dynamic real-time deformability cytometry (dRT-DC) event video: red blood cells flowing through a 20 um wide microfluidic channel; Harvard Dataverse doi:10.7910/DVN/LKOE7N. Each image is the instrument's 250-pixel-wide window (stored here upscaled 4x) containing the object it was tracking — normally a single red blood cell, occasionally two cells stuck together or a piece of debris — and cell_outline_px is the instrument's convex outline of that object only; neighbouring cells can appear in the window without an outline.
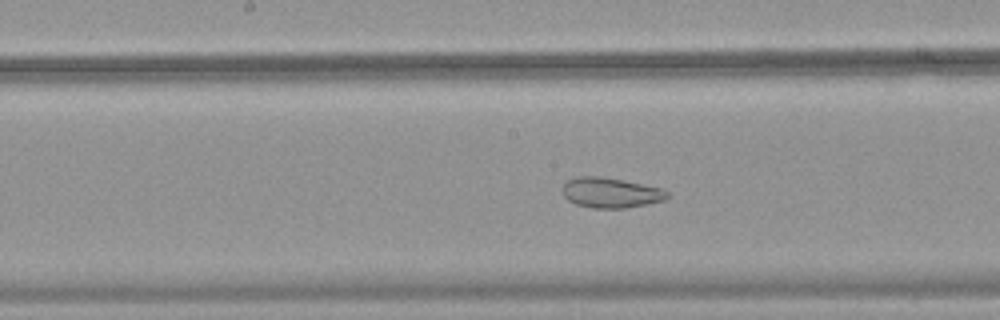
{"species": "common noctule bat (a hibernating species)", "species_latin": "Nyctalus noctula", "temperature_condition": "warm", "stored_images_in_passage": 51, "camera_frame_rate_fps": 3000, "um_per_image_px": 0.085, "animal": {"sex": "female", "body_mass_g": 18.4}, "frame": {"image": 1, "passage_image": 27, "time_ms": 8.667, "image_size_px": [1000, 320], "cell_outline_px": [[668, 196], [664, 200], [648, 204], [624, 208], [592, 208], [576, 204], [568, 200], [564, 196], [564, 184], [568, 180], [576, 176], [600, 176], [664, 188], [668, 192]], "centroid_in_image_um": [51.93, 16.38], "position_along_channel_um": 196.3, "area_um2": 18.38}}
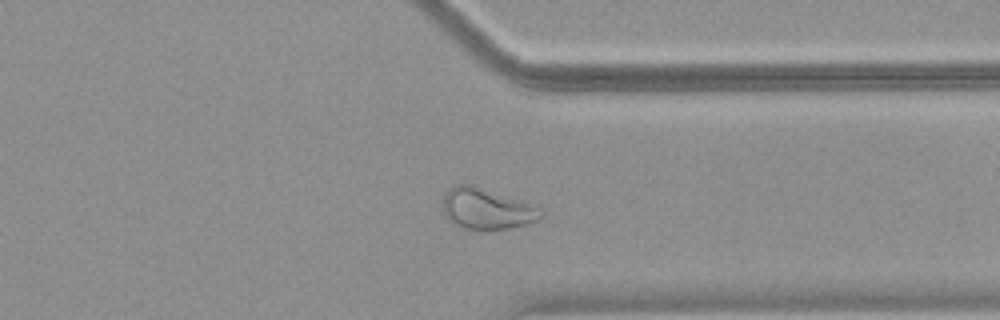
{"frame": {"image": 2, "passage_image": 40, "time_ms": 13.0, "image_size_px": [1000, 320], "cell_outline_px": [[544, 216], [528, 224], [512, 228], [464, 228], [452, 224], [444, 216], [444, 192], [456, 184], [472, 184], [540, 208], [544, 212]], "centroid_in_image_um": [41.34, 17.74], "position_along_channel_um": 370.1, "area_um2": 23.0}}
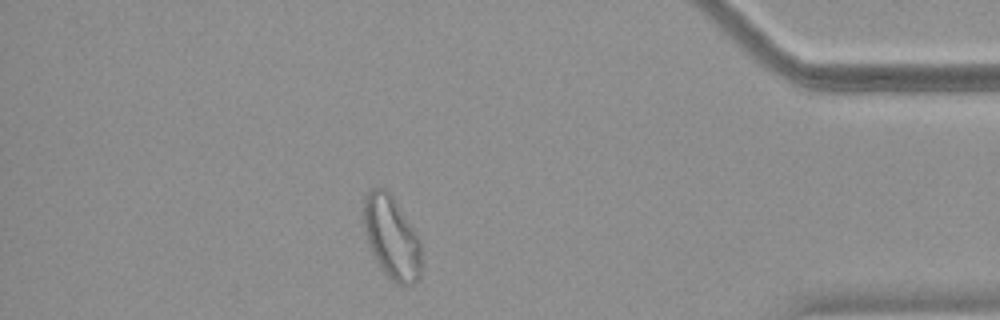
{"frame": {"image": 3, "passage_image": 45, "time_ms": 14.667, "image_size_px": [1000, 320], "cell_outline_px": [[420, 280], [412, 284], [396, 284], [380, 268], [372, 252], [364, 228], [364, 196], [372, 188], [384, 188], [392, 196], [420, 236]], "centroid_in_image_um": [33.31, 20.19], "position_along_channel_um": 401.9, "area_um2": 27.74}}